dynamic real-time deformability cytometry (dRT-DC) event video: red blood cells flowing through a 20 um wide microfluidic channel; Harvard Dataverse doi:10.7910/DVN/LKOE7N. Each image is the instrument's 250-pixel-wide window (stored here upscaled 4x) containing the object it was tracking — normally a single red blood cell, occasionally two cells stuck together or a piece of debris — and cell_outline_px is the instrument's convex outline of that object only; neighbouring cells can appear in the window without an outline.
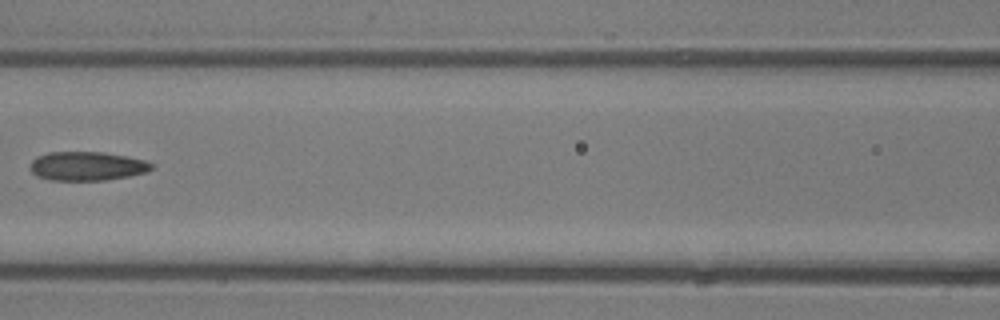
{"species": "common noctule bat (a hibernating species)", "species_latin": "Nyctalus noctula", "temperature_condition": "room temperature", "stored_images_in_passage": 4, "camera_frame_rate_fps": 3000, "um_per_image_px": 0.085, "animal": {"sex": "male", "body_mass_g": 13.3}, "frame": {"image": 1, "passage_image": 4, "time_ms": 3.667, "image_size_px": [1000, 320], "cell_outline_px": [[156, 164], [148, 172], [128, 176], [104, 180], [52, 180], [36, 176], [28, 168], [32, 160], [36, 156], [48, 152], [104, 152], [128, 156], [144, 160]], "centroid_in_image_um": [7.39, 14.11], "position_along_channel_um": 159.2, "area_um2": 20.69}}